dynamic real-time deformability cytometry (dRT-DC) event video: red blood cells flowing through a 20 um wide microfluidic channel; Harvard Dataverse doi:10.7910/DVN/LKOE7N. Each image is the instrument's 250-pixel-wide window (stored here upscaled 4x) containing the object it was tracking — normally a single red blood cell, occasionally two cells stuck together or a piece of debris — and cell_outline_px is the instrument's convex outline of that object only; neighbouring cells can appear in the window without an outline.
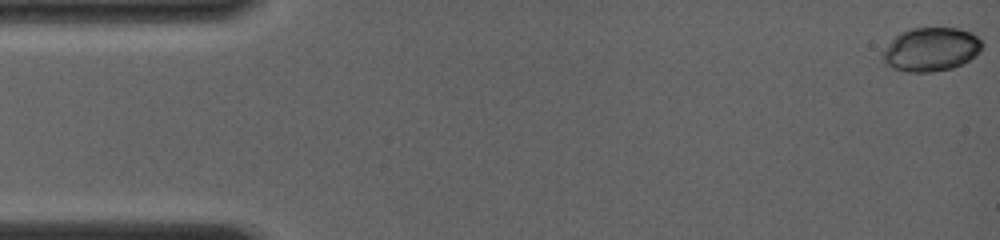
{"species": "common noctule bat (a hibernating species)", "species_latin": "Nyctalus noctula", "temperature_condition": "room temperature", "stored_images_in_passage": 46, "camera_frame_rate_fps": 4000, "um_per_image_px": 0.085, "animal": {"sex": "female", "body_mass_g": 19.0, "forearm_length_mm": 56.7}, "frame": {"image": 1, "passage_image": 1, "time_ms": 0.0, "image_size_px": [1000, 240], "cell_outline_px": [[980, 48], [968, 60], [952, 68], [928, 72], [912, 72], [892, 68], [884, 64], [880, 56], [880, 52], [900, 32], [912, 28], [956, 28], [968, 32], [976, 36], [980, 40]], "centroid_in_image_um": [79.03, 4.2], "position_along_channel_um": 6.0, "area_um2": 24.97}}
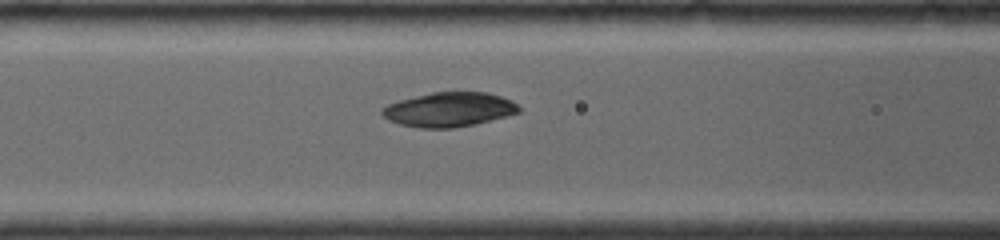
{"frame": {"image": 2, "passage_image": 27, "time_ms": 6.25, "image_size_px": [1000, 240], "cell_outline_px": [[520, 112], [508, 116], [476, 124], [452, 128], [420, 128], [400, 124], [388, 120], [380, 112], [380, 108], [388, 104], [400, 100], [432, 92], [488, 92], [512, 100], [520, 108]], "centroid_in_image_um": [38.18, 9.31], "position_along_channel_um": 128.4, "area_um2": 27.51}}
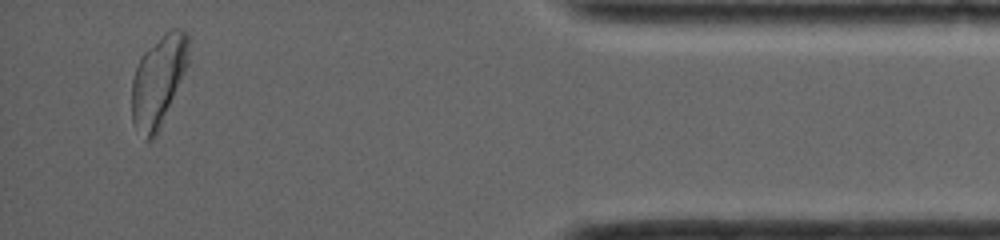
{"frame": {"image": 3, "passage_image": 45, "time_ms": 14.5, "image_size_px": [1000, 240], "cell_outline_px": [[188, 64], [160, 128], [152, 140], [144, 140], [132, 120], [132, 80], [136, 68], [144, 52], [164, 32], [172, 28], [180, 28], [188, 36]], "centroid_in_image_um": [13.46, 6.86], "position_along_channel_um": 421.7, "area_um2": 29.65}}